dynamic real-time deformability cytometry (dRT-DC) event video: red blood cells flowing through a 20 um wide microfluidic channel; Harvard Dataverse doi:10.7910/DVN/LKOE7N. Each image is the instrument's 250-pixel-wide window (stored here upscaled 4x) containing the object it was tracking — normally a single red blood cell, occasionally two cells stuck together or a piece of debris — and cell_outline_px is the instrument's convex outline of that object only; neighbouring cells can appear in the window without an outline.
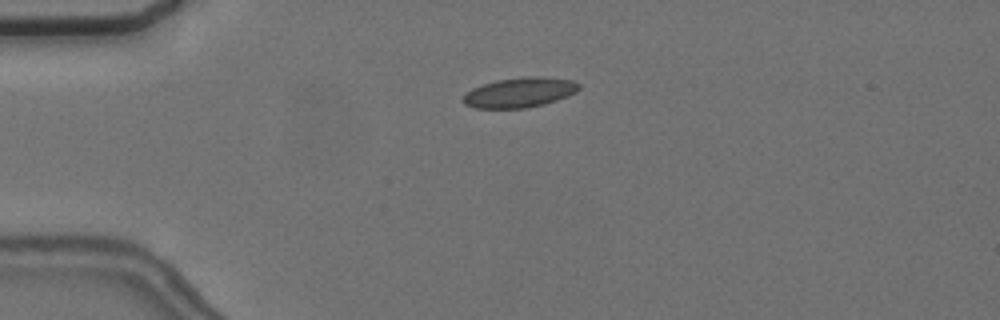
{"species": "common noctule bat (a hibernating species)", "species_latin": "Nyctalus noctula", "temperature_condition": "cold", "stored_images_in_passage": 21, "camera_frame_rate_fps": 3000, "um_per_image_px": 0.085, "animal": {"sex": "female", "body_mass_g": 24.6, "forearm_length_mm": 56.2}, "frame": {"image": 1, "passage_image": 9, "time_ms": 2.667, "image_size_px": [1000, 320], "cell_outline_px": [[580, 88], [576, 92], [568, 96], [544, 104], [528, 108], [472, 108], [464, 104], [460, 100], [472, 88], [496, 80], [528, 76], [544, 76], [572, 80], [580, 84]], "centroid_in_image_um": [44.18, 7.86], "position_along_channel_um": 40.8, "area_um2": 20.35}}
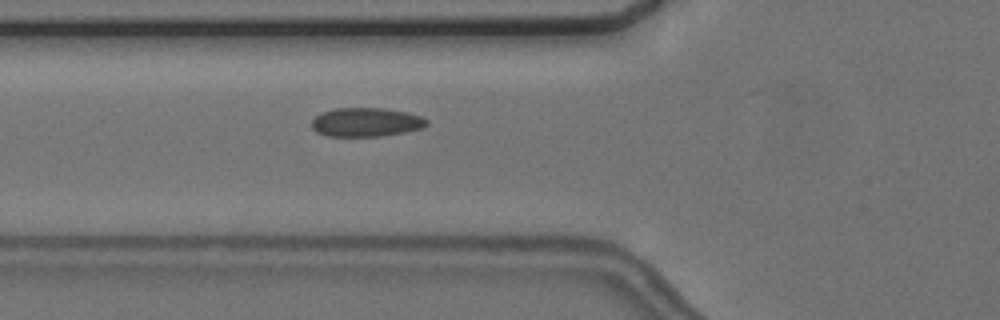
{"frame": {"image": 2, "passage_image": 16, "time_ms": 5.0, "image_size_px": [1000, 320], "cell_outline_px": [[428, 124], [424, 128], [404, 132], [380, 136], [328, 136], [316, 132], [312, 128], [312, 120], [320, 112], [336, 108], [384, 108], [408, 112], [420, 116], [428, 120]], "centroid_in_image_um": [31.12, 10.38], "position_along_channel_um": 94.7, "area_um2": 19.48}}